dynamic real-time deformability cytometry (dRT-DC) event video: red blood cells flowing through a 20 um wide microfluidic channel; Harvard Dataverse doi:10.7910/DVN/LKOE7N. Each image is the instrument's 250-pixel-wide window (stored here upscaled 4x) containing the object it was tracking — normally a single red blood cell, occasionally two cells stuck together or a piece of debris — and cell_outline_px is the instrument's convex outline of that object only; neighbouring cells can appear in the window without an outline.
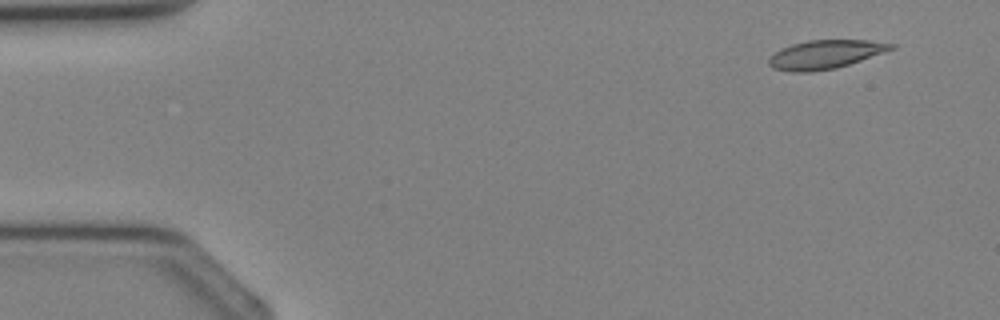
{"species": "Egyptian fruit bat (a non-hibernating species)", "species_latin": "Rousettus aegyptiacus", "temperature_condition": "cold", "stored_images_in_passage": 3, "camera_frame_rate_fps": 3000, "um_per_image_px": 0.085, "animal": {"sex": "female"}, "frame": {"image": 1, "passage_image": 1, "time_ms": 0.0, "image_size_px": [1000, 320], "cell_outline_px": [[896, 48], [836, 68], [812, 72], [792, 72], [772, 68], [768, 64], [768, 60], [780, 48], [792, 44], [808, 40], [868, 40], [896, 44]], "centroid_in_image_um": [70.13, 4.62], "position_along_channel_um": 14.9, "area_um2": 20.35}}
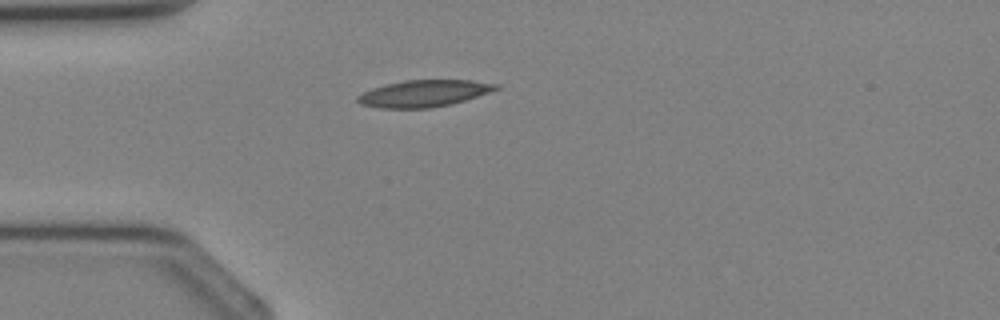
{"frame": {"image": 2, "passage_image": 3, "time_ms": 2.333, "image_size_px": [1000, 320], "cell_outline_px": [[500, 88], [452, 104], [432, 108], [380, 108], [360, 104], [356, 100], [356, 96], [372, 88], [404, 80], [472, 80], [500, 84]], "centroid_in_image_um": [36.02, 7.94], "position_along_channel_um": 49.0, "area_um2": 21.5}}